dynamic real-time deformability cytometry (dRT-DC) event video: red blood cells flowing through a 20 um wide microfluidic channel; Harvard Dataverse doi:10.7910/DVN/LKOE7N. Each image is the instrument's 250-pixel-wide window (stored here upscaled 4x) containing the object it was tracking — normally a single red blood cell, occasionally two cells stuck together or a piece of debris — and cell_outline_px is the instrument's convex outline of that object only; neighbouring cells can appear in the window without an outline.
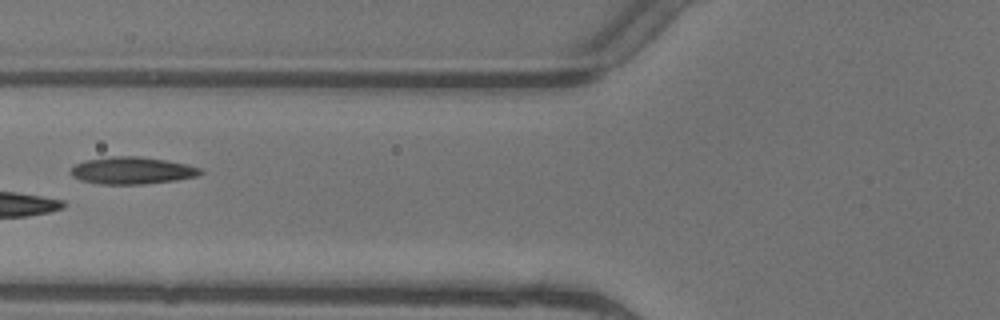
{"species": "common noctule bat (a hibernating species)", "species_latin": "Nyctalus noctula", "temperature_condition": "warm", "stored_images_in_passage": 6, "camera_frame_rate_fps": 3000, "um_per_image_px": 0.085, "animal": {"sex": "female"}, "frame": {"image": 1, "passage_image": 6, "time_ms": 1.667, "image_size_px": [1000, 320], "cell_outline_px": [[204, 172], [196, 176], [176, 180], [144, 184], [100, 184], [80, 180], [72, 176], [68, 172], [76, 164], [84, 160], [112, 156], [140, 156], [188, 164], [200, 168]], "centroid_in_image_um": [11.2, 14.49], "position_along_channel_um": 114.6, "area_um2": 20.58}}